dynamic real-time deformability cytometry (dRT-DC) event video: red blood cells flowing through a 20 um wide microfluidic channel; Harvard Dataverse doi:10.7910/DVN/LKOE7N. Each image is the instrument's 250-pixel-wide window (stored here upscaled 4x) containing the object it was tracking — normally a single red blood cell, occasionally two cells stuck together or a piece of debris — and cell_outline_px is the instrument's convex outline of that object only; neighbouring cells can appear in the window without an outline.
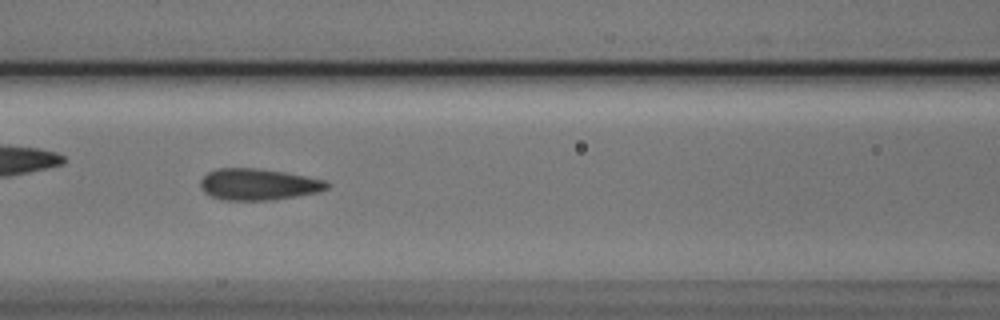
{"species": "Egyptian fruit bat (a non-hibernating species)", "species_latin": "Rousettus aegyptiacus", "temperature_condition": "cold", "stored_images_in_passage": 6, "camera_frame_rate_fps": 3000, "um_per_image_px": 0.085, "animal": {"sex": "male"}, "frame": {"image": 1, "passage_image": 5, "time_ms": 1.333, "image_size_px": [1000, 320], "cell_outline_px": [[328, 188], [320, 192], [272, 200], [220, 200], [204, 192], [200, 188], [200, 180], [208, 172], [216, 168], [252, 168], [284, 172], [324, 180], [328, 184]], "centroid_in_image_um": [21.92, 15.68], "position_along_channel_um": 144.7, "area_um2": 23.12}}
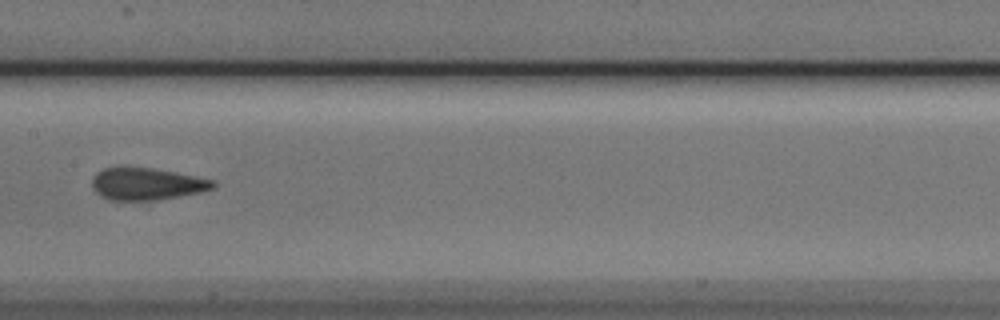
{"frame": {"image": 2, "passage_image": 6, "time_ms": 1.667, "image_size_px": [1000, 320], "cell_outline_px": [[216, 188], [200, 192], [160, 200], [108, 200], [100, 196], [92, 188], [92, 180], [96, 172], [104, 168], [148, 168], [172, 172], [216, 180]], "centroid_in_image_um": [12.48, 15.66], "position_along_channel_um": 194.9, "area_um2": 22.54}}